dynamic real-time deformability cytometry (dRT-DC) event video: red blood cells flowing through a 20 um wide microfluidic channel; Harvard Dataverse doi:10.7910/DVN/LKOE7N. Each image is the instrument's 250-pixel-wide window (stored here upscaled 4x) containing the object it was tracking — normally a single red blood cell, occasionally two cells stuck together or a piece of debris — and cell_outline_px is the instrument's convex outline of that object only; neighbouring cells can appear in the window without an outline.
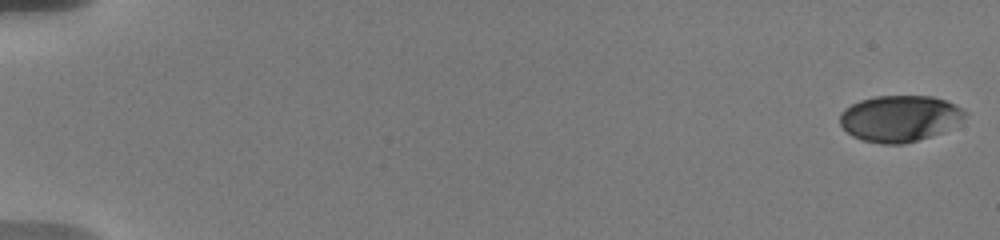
{"species": "human", "species_latin": "Homo sapiens", "temperature_condition": "warm", "stored_images_in_passage": 76, "camera_frame_rate_fps": 3000, "um_per_image_px": 0.085, "donor": {"sex": "male"}, "frame": {"image": 1, "passage_image": 1, "time_ms": 0.0, "image_size_px": [1000, 240], "cell_outline_px": [[964, 116], [940, 132], [932, 136], [904, 144], [880, 144], [864, 140], [852, 136], [840, 124], [840, 112], [844, 108], [860, 100], [876, 96], [932, 96], [944, 100], [960, 108], [964, 112]], "centroid_in_image_um": [76.38, 10.07], "position_along_channel_um": 8.6, "area_um2": 33.12}}
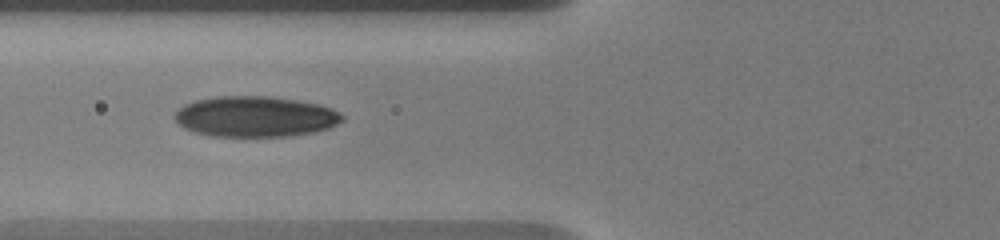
{"frame": {"image": 2, "passage_image": 34, "time_ms": 7.667, "image_size_px": [1000, 240], "cell_outline_px": [[344, 120], [328, 128], [316, 132], [288, 136], [212, 136], [192, 132], [184, 128], [176, 120], [176, 112], [184, 104], [196, 100], [216, 96], [268, 96], [296, 100], [316, 104], [332, 108], [340, 112], [344, 116]], "centroid_in_image_um": [21.71, 9.91], "position_along_channel_um": 104.1, "area_um2": 39.65}}
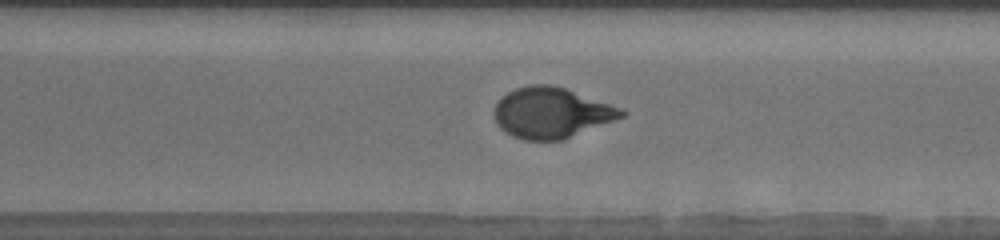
{"frame": {"image": 3, "passage_image": 61, "time_ms": 13.667, "image_size_px": [1000, 240], "cell_outline_px": [[628, 112], [624, 116], [560, 140], [524, 140], [512, 136], [504, 132], [496, 124], [492, 112], [496, 104], [508, 92], [516, 88], [532, 84], [552, 84], [564, 88], [620, 108]], "centroid_in_image_um": [46.8, 9.59], "position_along_channel_um": 323.8, "area_um2": 37.05}, "authors_computed_cell_mechanics": {"area_um2": 37.57, "velocity_mm_per_s": 3.6619, "shape_relaxation_time_tau1_ms": 5.8535, "shape_relaxation_time_tau2_ms": 1.0379, "deformation_change_tau1": 0.2281, "deformation_change_tau2": 0.0642}}